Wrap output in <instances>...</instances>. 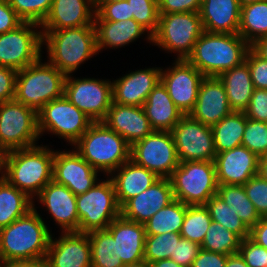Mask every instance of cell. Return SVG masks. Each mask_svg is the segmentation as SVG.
I'll return each mask as SVG.
<instances>
[{"label":"cell","instance_id":"9c48e42d","mask_svg":"<svg viewBox=\"0 0 267 267\" xmlns=\"http://www.w3.org/2000/svg\"><path fill=\"white\" fill-rule=\"evenodd\" d=\"M169 179L175 200L186 205H205L217 194L214 161L180 162Z\"/></svg>","mask_w":267,"mask_h":267},{"label":"cell","instance_id":"f5cc1de1","mask_svg":"<svg viewBox=\"0 0 267 267\" xmlns=\"http://www.w3.org/2000/svg\"><path fill=\"white\" fill-rule=\"evenodd\" d=\"M17 70L0 66V103L15 98Z\"/></svg>","mask_w":267,"mask_h":267},{"label":"cell","instance_id":"5b68a950","mask_svg":"<svg viewBox=\"0 0 267 267\" xmlns=\"http://www.w3.org/2000/svg\"><path fill=\"white\" fill-rule=\"evenodd\" d=\"M72 147L103 176L130 159L131 145L103 122H93Z\"/></svg>","mask_w":267,"mask_h":267},{"label":"cell","instance_id":"7c38bea8","mask_svg":"<svg viewBox=\"0 0 267 267\" xmlns=\"http://www.w3.org/2000/svg\"><path fill=\"white\" fill-rule=\"evenodd\" d=\"M78 76H66L64 96L93 122H102L113 101L112 79Z\"/></svg>","mask_w":267,"mask_h":267},{"label":"cell","instance_id":"7dc6e473","mask_svg":"<svg viewBox=\"0 0 267 267\" xmlns=\"http://www.w3.org/2000/svg\"><path fill=\"white\" fill-rule=\"evenodd\" d=\"M238 253L249 267H267V249L249 237L242 240Z\"/></svg>","mask_w":267,"mask_h":267},{"label":"cell","instance_id":"603a6c76","mask_svg":"<svg viewBox=\"0 0 267 267\" xmlns=\"http://www.w3.org/2000/svg\"><path fill=\"white\" fill-rule=\"evenodd\" d=\"M174 200L170 179L159 178L145 191L127 200L120 207V215L127 220L144 224Z\"/></svg>","mask_w":267,"mask_h":267},{"label":"cell","instance_id":"f907efd6","mask_svg":"<svg viewBox=\"0 0 267 267\" xmlns=\"http://www.w3.org/2000/svg\"><path fill=\"white\" fill-rule=\"evenodd\" d=\"M244 113L249 119L267 122V89H254Z\"/></svg>","mask_w":267,"mask_h":267},{"label":"cell","instance_id":"8fae6325","mask_svg":"<svg viewBox=\"0 0 267 267\" xmlns=\"http://www.w3.org/2000/svg\"><path fill=\"white\" fill-rule=\"evenodd\" d=\"M37 112L15 99L0 103V148L6 153L41 144ZM39 143V144H38Z\"/></svg>","mask_w":267,"mask_h":267},{"label":"cell","instance_id":"4dcf8cb0","mask_svg":"<svg viewBox=\"0 0 267 267\" xmlns=\"http://www.w3.org/2000/svg\"><path fill=\"white\" fill-rule=\"evenodd\" d=\"M218 78L226 90L231 109L244 112L255 89L248 64L244 61L241 65L223 72Z\"/></svg>","mask_w":267,"mask_h":267},{"label":"cell","instance_id":"836d02e7","mask_svg":"<svg viewBox=\"0 0 267 267\" xmlns=\"http://www.w3.org/2000/svg\"><path fill=\"white\" fill-rule=\"evenodd\" d=\"M238 34L249 45L267 36V0L241 6Z\"/></svg>","mask_w":267,"mask_h":267},{"label":"cell","instance_id":"f6af8a7d","mask_svg":"<svg viewBox=\"0 0 267 267\" xmlns=\"http://www.w3.org/2000/svg\"><path fill=\"white\" fill-rule=\"evenodd\" d=\"M243 187L259 216L267 217V180L258 174L251 177Z\"/></svg>","mask_w":267,"mask_h":267},{"label":"cell","instance_id":"bcb514c9","mask_svg":"<svg viewBox=\"0 0 267 267\" xmlns=\"http://www.w3.org/2000/svg\"><path fill=\"white\" fill-rule=\"evenodd\" d=\"M94 20L121 21L133 19L127 0L112 3H94Z\"/></svg>","mask_w":267,"mask_h":267},{"label":"cell","instance_id":"4fadbf2b","mask_svg":"<svg viewBox=\"0 0 267 267\" xmlns=\"http://www.w3.org/2000/svg\"><path fill=\"white\" fill-rule=\"evenodd\" d=\"M43 36L39 24L23 22L0 34V66L17 71L36 62L42 55Z\"/></svg>","mask_w":267,"mask_h":267},{"label":"cell","instance_id":"d6a6232c","mask_svg":"<svg viewBox=\"0 0 267 267\" xmlns=\"http://www.w3.org/2000/svg\"><path fill=\"white\" fill-rule=\"evenodd\" d=\"M246 120L244 112L233 111L211 127L216 154L241 146Z\"/></svg>","mask_w":267,"mask_h":267},{"label":"cell","instance_id":"5bb4252c","mask_svg":"<svg viewBox=\"0 0 267 267\" xmlns=\"http://www.w3.org/2000/svg\"><path fill=\"white\" fill-rule=\"evenodd\" d=\"M130 159L159 178H169L180 163L173 135L168 131H153L134 142Z\"/></svg>","mask_w":267,"mask_h":267},{"label":"cell","instance_id":"816d5d0a","mask_svg":"<svg viewBox=\"0 0 267 267\" xmlns=\"http://www.w3.org/2000/svg\"><path fill=\"white\" fill-rule=\"evenodd\" d=\"M202 0H158L159 14L199 12Z\"/></svg>","mask_w":267,"mask_h":267},{"label":"cell","instance_id":"f546056e","mask_svg":"<svg viewBox=\"0 0 267 267\" xmlns=\"http://www.w3.org/2000/svg\"><path fill=\"white\" fill-rule=\"evenodd\" d=\"M142 107L154 131L171 132L184 116L175 106L161 81L150 92Z\"/></svg>","mask_w":267,"mask_h":267},{"label":"cell","instance_id":"1f68e13d","mask_svg":"<svg viewBox=\"0 0 267 267\" xmlns=\"http://www.w3.org/2000/svg\"><path fill=\"white\" fill-rule=\"evenodd\" d=\"M33 209V199L0 176V229Z\"/></svg>","mask_w":267,"mask_h":267},{"label":"cell","instance_id":"ba28073f","mask_svg":"<svg viewBox=\"0 0 267 267\" xmlns=\"http://www.w3.org/2000/svg\"><path fill=\"white\" fill-rule=\"evenodd\" d=\"M38 131L42 136L61 139L64 147H72L88 130L93 121L65 96L50 101L38 112ZM54 136V137H53Z\"/></svg>","mask_w":267,"mask_h":267},{"label":"cell","instance_id":"91938a15","mask_svg":"<svg viewBox=\"0 0 267 267\" xmlns=\"http://www.w3.org/2000/svg\"><path fill=\"white\" fill-rule=\"evenodd\" d=\"M226 267H249L239 253L228 255Z\"/></svg>","mask_w":267,"mask_h":267},{"label":"cell","instance_id":"60d3db41","mask_svg":"<svg viewBox=\"0 0 267 267\" xmlns=\"http://www.w3.org/2000/svg\"><path fill=\"white\" fill-rule=\"evenodd\" d=\"M180 233H164L157 235H146L144 246V261L149 264L168 259L175 253L176 242L181 239Z\"/></svg>","mask_w":267,"mask_h":267},{"label":"cell","instance_id":"3957f363","mask_svg":"<svg viewBox=\"0 0 267 267\" xmlns=\"http://www.w3.org/2000/svg\"><path fill=\"white\" fill-rule=\"evenodd\" d=\"M48 222L31 209L0 229V258L4 261L45 259L53 233Z\"/></svg>","mask_w":267,"mask_h":267},{"label":"cell","instance_id":"d6986e66","mask_svg":"<svg viewBox=\"0 0 267 267\" xmlns=\"http://www.w3.org/2000/svg\"><path fill=\"white\" fill-rule=\"evenodd\" d=\"M51 235L45 262L47 267H92L87 233L60 232Z\"/></svg>","mask_w":267,"mask_h":267},{"label":"cell","instance_id":"680465c9","mask_svg":"<svg viewBox=\"0 0 267 267\" xmlns=\"http://www.w3.org/2000/svg\"><path fill=\"white\" fill-rule=\"evenodd\" d=\"M250 48L261 58L267 60V36L256 40Z\"/></svg>","mask_w":267,"mask_h":267},{"label":"cell","instance_id":"83f0119b","mask_svg":"<svg viewBox=\"0 0 267 267\" xmlns=\"http://www.w3.org/2000/svg\"><path fill=\"white\" fill-rule=\"evenodd\" d=\"M240 14L239 0H202L199 10L203 30L211 33L238 34Z\"/></svg>","mask_w":267,"mask_h":267},{"label":"cell","instance_id":"d590c367","mask_svg":"<svg viewBox=\"0 0 267 267\" xmlns=\"http://www.w3.org/2000/svg\"><path fill=\"white\" fill-rule=\"evenodd\" d=\"M91 245L92 267H124L118 259L117 241L107 229L87 233Z\"/></svg>","mask_w":267,"mask_h":267},{"label":"cell","instance_id":"74e56055","mask_svg":"<svg viewBox=\"0 0 267 267\" xmlns=\"http://www.w3.org/2000/svg\"><path fill=\"white\" fill-rule=\"evenodd\" d=\"M242 239L235 233L229 231L221 224L212 221L207 230L201 249L224 255L238 253Z\"/></svg>","mask_w":267,"mask_h":267},{"label":"cell","instance_id":"44dd1931","mask_svg":"<svg viewBox=\"0 0 267 267\" xmlns=\"http://www.w3.org/2000/svg\"><path fill=\"white\" fill-rule=\"evenodd\" d=\"M98 54L120 50L143 40L152 45V35L134 19L121 21L94 20ZM104 51V52H103Z\"/></svg>","mask_w":267,"mask_h":267},{"label":"cell","instance_id":"7bdbcfd3","mask_svg":"<svg viewBox=\"0 0 267 267\" xmlns=\"http://www.w3.org/2000/svg\"><path fill=\"white\" fill-rule=\"evenodd\" d=\"M133 19L145 28L152 36L156 33L159 23L158 0H127Z\"/></svg>","mask_w":267,"mask_h":267},{"label":"cell","instance_id":"4316f807","mask_svg":"<svg viewBox=\"0 0 267 267\" xmlns=\"http://www.w3.org/2000/svg\"><path fill=\"white\" fill-rule=\"evenodd\" d=\"M107 230L117 241L118 259L124 265L144 260V224L127 220L120 215L111 222Z\"/></svg>","mask_w":267,"mask_h":267},{"label":"cell","instance_id":"8d00e7d4","mask_svg":"<svg viewBox=\"0 0 267 267\" xmlns=\"http://www.w3.org/2000/svg\"><path fill=\"white\" fill-rule=\"evenodd\" d=\"M217 195L230 206L249 229L261 219L246 195L243 185H218Z\"/></svg>","mask_w":267,"mask_h":267},{"label":"cell","instance_id":"d4e9b609","mask_svg":"<svg viewBox=\"0 0 267 267\" xmlns=\"http://www.w3.org/2000/svg\"><path fill=\"white\" fill-rule=\"evenodd\" d=\"M102 122L130 145L154 131L142 106L121 105L112 101Z\"/></svg>","mask_w":267,"mask_h":267},{"label":"cell","instance_id":"681fc988","mask_svg":"<svg viewBox=\"0 0 267 267\" xmlns=\"http://www.w3.org/2000/svg\"><path fill=\"white\" fill-rule=\"evenodd\" d=\"M200 250L201 245L181 237L176 242L175 253L171 255L170 259L182 267H191Z\"/></svg>","mask_w":267,"mask_h":267},{"label":"cell","instance_id":"ac0fdd59","mask_svg":"<svg viewBox=\"0 0 267 267\" xmlns=\"http://www.w3.org/2000/svg\"><path fill=\"white\" fill-rule=\"evenodd\" d=\"M62 147L54 149L53 180L69 188L74 195L85 193L103 175L89 165L73 147Z\"/></svg>","mask_w":267,"mask_h":267},{"label":"cell","instance_id":"6125c7cd","mask_svg":"<svg viewBox=\"0 0 267 267\" xmlns=\"http://www.w3.org/2000/svg\"><path fill=\"white\" fill-rule=\"evenodd\" d=\"M258 174L267 180V154L262 156L259 160V172Z\"/></svg>","mask_w":267,"mask_h":267},{"label":"cell","instance_id":"ffe728a7","mask_svg":"<svg viewBox=\"0 0 267 267\" xmlns=\"http://www.w3.org/2000/svg\"><path fill=\"white\" fill-rule=\"evenodd\" d=\"M138 68H135L134 71L129 69L122 76H116V79L112 77L114 103L143 106L146 102L150 92L160 81L162 66L158 67L156 64H153L145 68L142 65V68Z\"/></svg>","mask_w":267,"mask_h":267},{"label":"cell","instance_id":"f1b7e54d","mask_svg":"<svg viewBox=\"0 0 267 267\" xmlns=\"http://www.w3.org/2000/svg\"><path fill=\"white\" fill-rule=\"evenodd\" d=\"M109 177L114 184L117 202L120 207L159 179L154 172L136 164L131 159L113 171Z\"/></svg>","mask_w":267,"mask_h":267},{"label":"cell","instance_id":"003e7915","mask_svg":"<svg viewBox=\"0 0 267 267\" xmlns=\"http://www.w3.org/2000/svg\"><path fill=\"white\" fill-rule=\"evenodd\" d=\"M121 0H94V3H112V2H117Z\"/></svg>","mask_w":267,"mask_h":267},{"label":"cell","instance_id":"c3c4849f","mask_svg":"<svg viewBox=\"0 0 267 267\" xmlns=\"http://www.w3.org/2000/svg\"><path fill=\"white\" fill-rule=\"evenodd\" d=\"M245 62L249 66L254 88L267 89V60L258 56L250 48L246 54Z\"/></svg>","mask_w":267,"mask_h":267},{"label":"cell","instance_id":"7402d4cb","mask_svg":"<svg viewBox=\"0 0 267 267\" xmlns=\"http://www.w3.org/2000/svg\"><path fill=\"white\" fill-rule=\"evenodd\" d=\"M260 158L244 146L216 154L214 163L218 185H244L258 175Z\"/></svg>","mask_w":267,"mask_h":267},{"label":"cell","instance_id":"9f6ffc18","mask_svg":"<svg viewBox=\"0 0 267 267\" xmlns=\"http://www.w3.org/2000/svg\"><path fill=\"white\" fill-rule=\"evenodd\" d=\"M249 238L267 249V217H261L250 229Z\"/></svg>","mask_w":267,"mask_h":267},{"label":"cell","instance_id":"6da1fadb","mask_svg":"<svg viewBox=\"0 0 267 267\" xmlns=\"http://www.w3.org/2000/svg\"><path fill=\"white\" fill-rule=\"evenodd\" d=\"M41 32L43 56L66 76L78 73L85 63L99 57L94 25Z\"/></svg>","mask_w":267,"mask_h":267},{"label":"cell","instance_id":"e575fe53","mask_svg":"<svg viewBox=\"0 0 267 267\" xmlns=\"http://www.w3.org/2000/svg\"><path fill=\"white\" fill-rule=\"evenodd\" d=\"M187 205L174 200L144 223L146 235L180 233Z\"/></svg>","mask_w":267,"mask_h":267},{"label":"cell","instance_id":"e0dca14e","mask_svg":"<svg viewBox=\"0 0 267 267\" xmlns=\"http://www.w3.org/2000/svg\"><path fill=\"white\" fill-rule=\"evenodd\" d=\"M171 61L169 65L162 66L160 81L175 106L187 115L195 106L204 75L186 59Z\"/></svg>","mask_w":267,"mask_h":267},{"label":"cell","instance_id":"11a10c76","mask_svg":"<svg viewBox=\"0 0 267 267\" xmlns=\"http://www.w3.org/2000/svg\"><path fill=\"white\" fill-rule=\"evenodd\" d=\"M228 255L201 249L191 267H226Z\"/></svg>","mask_w":267,"mask_h":267},{"label":"cell","instance_id":"f35d334b","mask_svg":"<svg viewBox=\"0 0 267 267\" xmlns=\"http://www.w3.org/2000/svg\"><path fill=\"white\" fill-rule=\"evenodd\" d=\"M205 206L208 208L212 221L221 224L242 240L249 237L250 229L240 217L217 194L212 196Z\"/></svg>","mask_w":267,"mask_h":267},{"label":"cell","instance_id":"94428289","mask_svg":"<svg viewBox=\"0 0 267 267\" xmlns=\"http://www.w3.org/2000/svg\"><path fill=\"white\" fill-rule=\"evenodd\" d=\"M150 267H182V266L178 265L175 261L168 258V259L154 261L150 263Z\"/></svg>","mask_w":267,"mask_h":267},{"label":"cell","instance_id":"ee69618b","mask_svg":"<svg viewBox=\"0 0 267 267\" xmlns=\"http://www.w3.org/2000/svg\"><path fill=\"white\" fill-rule=\"evenodd\" d=\"M241 145L259 158L267 154V122L247 118Z\"/></svg>","mask_w":267,"mask_h":267},{"label":"cell","instance_id":"484cf974","mask_svg":"<svg viewBox=\"0 0 267 267\" xmlns=\"http://www.w3.org/2000/svg\"><path fill=\"white\" fill-rule=\"evenodd\" d=\"M94 0H53L41 30L94 25Z\"/></svg>","mask_w":267,"mask_h":267},{"label":"cell","instance_id":"cb8c5ba5","mask_svg":"<svg viewBox=\"0 0 267 267\" xmlns=\"http://www.w3.org/2000/svg\"><path fill=\"white\" fill-rule=\"evenodd\" d=\"M232 112L221 80L218 77H204L199 87L197 101L189 115L202 124L212 127Z\"/></svg>","mask_w":267,"mask_h":267},{"label":"cell","instance_id":"2e32d148","mask_svg":"<svg viewBox=\"0 0 267 267\" xmlns=\"http://www.w3.org/2000/svg\"><path fill=\"white\" fill-rule=\"evenodd\" d=\"M179 162L214 161L216 150L210 126L184 115L171 130Z\"/></svg>","mask_w":267,"mask_h":267},{"label":"cell","instance_id":"a7ac6f4b","mask_svg":"<svg viewBox=\"0 0 267 267\" xmlns=\"http://www.w3.org/2000/svg\"><path fill=\"white\" fill-rule=\"evenodd\" d=\"M0 267H4V260L0 258Z\"/></svg>","mask_w":267,"mask_h":267},{"label":"cell","instance_id":"03108f58","mask_svg":"<svg viewBox=\"0 0 267 267\" xmlns=\"http://www.w3.org/2000/svg\"><path fill=\"white\" fill-rule=\"evenodd\" d=\"M258 1H262V0H239L241 6H244V5H247V4H250V3H255V2H258Z\"/></svg>","mask_w":267,"mask_h":267},{"label":"cell","instance_id":"52a82bcc","mask_svg":"<svg viewBox=\"0 0 267 267\" xmlns=\"http://www.w3.org/2000/svg\"><path fill=\"white\" fill-rule=\"evenodd\" d=\"M152 46L175 60L187 59L197 39L204 32L199 12L159 14Z\"/></svg>","mask_w":267,"mask_h":267},{"label":"cell","instance_id":"7a4b0ae2","mask_svg":"<svg viewBox=\"0 0 267 267\" xmlns=\"http://www.w3.org/2000/svg\"><path fill=\"white\" fill-rule=\"evenodd\" d=\"M36 145L5 153L2 177L11 185L34 199L53 180L54 147ZM53 147V148H52Z\"/></svg>","mask_w":267,"mask_h":267},{"label":"cell","instance_id":"277c9868","mask_svg":"<svg viewBox=\"0 0 267 267\" xmlns=\"http://www.w3.org/2000/svg\"><path fill=\"white\" fill-rule=\"evenodd\" d=\"M249 49L250 45L239 34L204 31L186 60L204 77H218L241 65Z\"/></svg>","mask_w":267,"mask_h":267},{"label":"cell","instance_id":"db71d44e","mask_svg":"<svg viewBox=\"0 0 267 267\" xmlns=\"http://www.w3.org/2000/svg\"><path fill=\"white\" fill-rule=\"evenodd\" d=\"M22 23L8 1L0 0V34L14 30Z\"/></svg>","mask_w":267,"mask_h":267},{"label":"cell","instance_id":"9a60e30c","mask_svg":"<svg viewBox=\"0 0 267 267\" xmlns=\"http://www.w3.org/2000/svg\"><path fill=\"white\" fill-rule=\"evenodd\" d=\"M76 197L77 195H74L69 188L52 180L33 199V209L41 217L47 214V219L54 222L51 224L56 226L55 230L59 228L56 233L78 232L79 216L76 208ZM45 211L44 215L43 212Z\"/></svg>","mask_w":267,"mask_h":267},{"label":"cell","instance_id":"be15d7a7","mask_svg":"<svg viewBox=\"0 0 267 267\" xmlns=\"http://www.w3.org/2000/svg\"><path fill=\"white\" fill-rule=\"evenodd\" d=\"M124 267H150V264L144 260L137 262V263H132V264H126Z\"/></svg>","mask_w":267,"mask_h":267},{"label":"cell","instance_id":"8992f818","mask_svg":"<svg viewBox=\"0 0 267 267\" xmlns=\"http://www.w3.org/2000/svg\"><path fill=\"white\" fill-rule=\"evenodd\" d=\"M66 75L42 55L17 72L15 100L38 112L45 104L64 96Z\"/></svg>","mask_w":267,"mask_h":267},{"label":"cell","instance_id":"ab89813d","mask_svg":"<svg viewBox=\"0 0 267 267\" xmlns=\"http://www.w3.org/2000/svg\"><path fill=\"white\" fill-rule=\"evenodd\" d=\"M211 222L209 210L205 205H187L180 235L201 245Z\"/></svg>","mask_w":267,"mask_h":267},{"label":"cell","instance_id":"30bf717a","mask_svg":"<svg viewBox=\"0 0 267 267\" xmlns=\"http://www.w3.org/2000/svg\"><path fill=\"white\" fill-rule=\"evenodd\" d=\"M79 216L78 232L107 229L120 216L115 187L109 176H103L85 193L76 197Z\"/></svg>","mask_w":267,"mask_h":267},{"label":"cell","instance_id":"b9f144b4","mask_svg":"<svg viewBox=\"0 0 267 267\" xmlns=\"http://www.w3.org/2000/svg\"><path fill=\"white\" fill-rule=\"evenodd\" d=\"M23 22L41 25L48 15L53 0H7Z\"/></svg>","mask_w":267,"mask_h":267},{"label":"cell","instance_id":"6f0895ef","mask_svg":"<svg viewBox=\"0 0 267 267\" xmlns=\"http://www.w3.org/2000/svg\"><path fill=\"white\" fill-rule=\"evenodd\" d=\"M4 267H47L43 260H13L4 261Z\"/></svg>","mask_w":267,"mask_h":267},{"label":"cell","instance_id":"e7e4bbea","mask_svg":"<svg viewBox=\"0 0 267 267\" xmlns=\"http://www.w3.org/2000/svg\"><path fill=\"white\" fill-rule=\"evenodd\" d=\"M4 155L5 152L0 148V176L2 175L3 172Z\"/></svg>","mask_w":267,"mask_h":267}]
</instances>
